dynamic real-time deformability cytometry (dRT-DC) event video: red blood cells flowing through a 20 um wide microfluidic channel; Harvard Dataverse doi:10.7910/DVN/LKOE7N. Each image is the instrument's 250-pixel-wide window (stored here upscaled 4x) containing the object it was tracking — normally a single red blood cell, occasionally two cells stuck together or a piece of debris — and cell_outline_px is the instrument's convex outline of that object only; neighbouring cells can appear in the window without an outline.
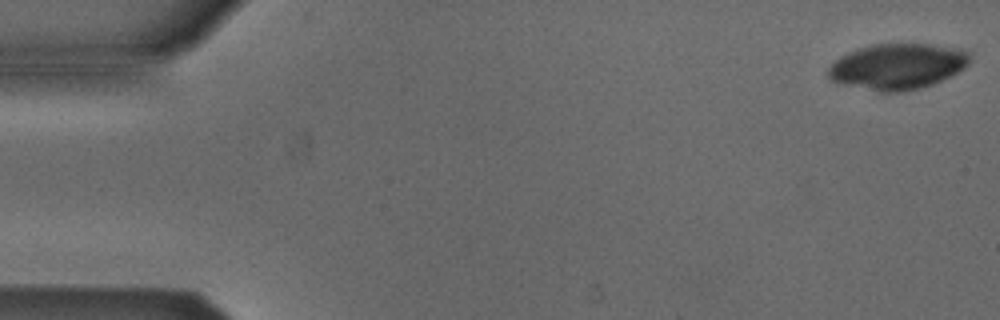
{"species": "Egyptian fruit bat (a non-hibernating species)", "species_latin": "Rousettus aegyptiacus", "temperature_condition": "cold", "stored_images_in_passage": 52, "camera_frame_rate_fps": 3000, "um_per_image_px": 0.085, "animal": {"sex": "male"}, "frame": {"image": 1, "passage_image": 1, "time_ms": 0.0, "image_size_px": [1000, 320], "cell_outline_px": [[968, 64], [964, 68], [932, 84], [900, 92], [880, 92], [832, 80], [828, 76], [828, 68], [840, 56], [856, 48], [868, 44], [928, 44], [952, 48], [968, 52]], "centroid_in_image_um": [76.24, 5.63], "position_along_channel_um": 8.8, "area_um2": 36.99}}
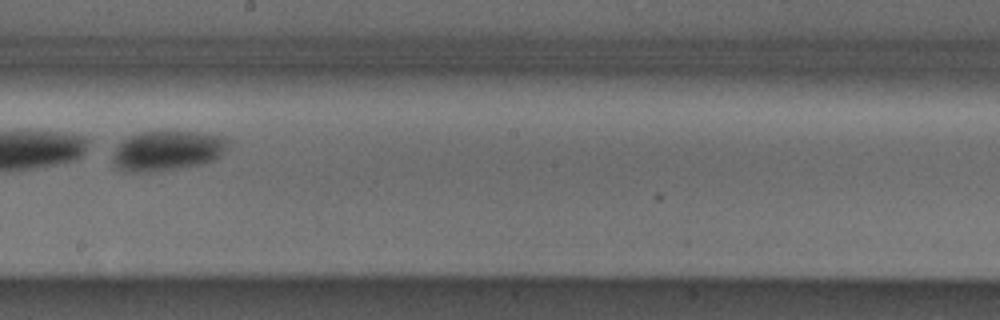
{"frame": {"image": 2, "passage_image": 30, "time_ms": 9.667, "image_size_px": [1000, 320], "cell_outline_px": [[228, 144], [220, 156], [216, 160], [204, 164], [180, 168], [152, 172], [124, 172], [116, 168], [112, 164], [112, 156], [116, 148], [128, 136], [140, 132], [164, 128], [200, 132], [224, 136], [228, 140]], "centroid_in_image_um": [14.21, 12.78], "position_along_channel_um": 234.0, "area_um2": 27.98}}